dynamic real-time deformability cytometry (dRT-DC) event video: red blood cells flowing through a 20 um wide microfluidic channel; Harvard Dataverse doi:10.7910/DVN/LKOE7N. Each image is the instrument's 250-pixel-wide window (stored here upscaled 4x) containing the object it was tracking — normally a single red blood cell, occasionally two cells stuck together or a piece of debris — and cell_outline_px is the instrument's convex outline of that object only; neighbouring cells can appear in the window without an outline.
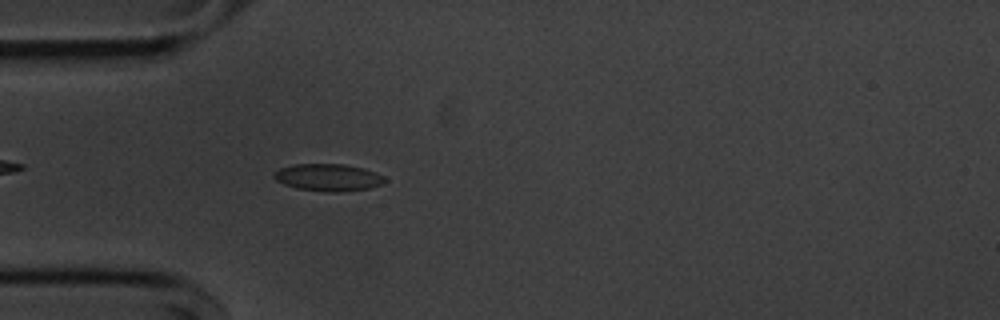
{"species": "common noctule bat (a hibernating species)", "species_latin": "Nyctalus noctula", "temperature_condition": "cold", "stored_images_in_passage": 43, "camera_frame_rate_fps": 3000, "um_per_image_px": 0.085, "animal": {"sex": "male", "body_mass_g": 20.1, "forearm_length_mm": 53.5}, "frame": {"image": 1, "passage_image": 4, "time_ms": 1.0, "image_size_px": [1000, 320], "cell_outline_px": [[388, 180], [384, 184], [368, 188], [336, 192], [328, 192], [296, 188], [284, 184], [276, 180], [272, 176], [280, 168], [292, 164], [344, 164], [364, 168], [376, 172], [384, 176]], "centroid_in_image_um": [27.93, 15.07], "position_along_channel_um": 57.1, "area_um2": 17.63}}
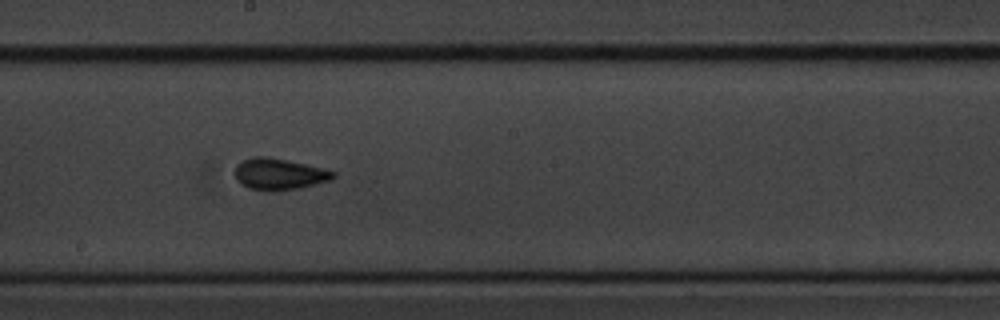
{"frame": {"image": 2, "passage_image": 18, "time_ms": 5.667, "image_size_px": [1000, 320], "cell_outline_px": [[336, 176], [332, 180], [316, 184], [276, 192], [268, 192], [248, 188], [240, 184], [236, 180], [236, 164], [252, 156], [268, 156], [288, 160], [324, 168], [336, 172]], "centroid_in_image_um": [23.73, 14.8], "position_along_channel_um": 224.5, "area_um2": 18.32}}
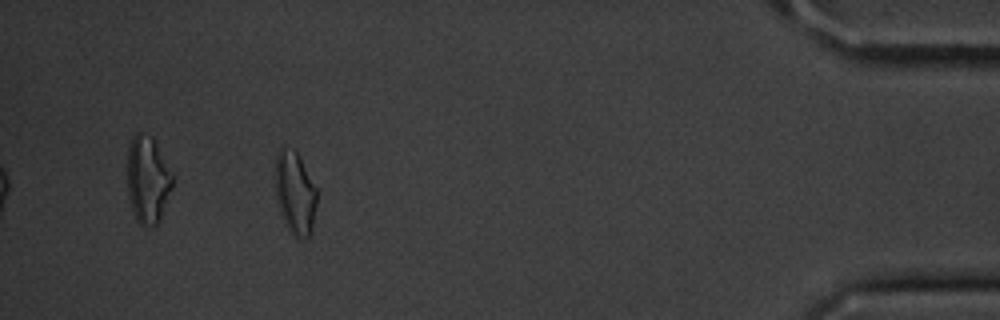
{"frame": {"image": 3, "passage_image": 38, "time_ms": 12.333, "image_size_px": [1000, 320], "cell_outline_px": [[316, 204], [312, 232], [308, 236], [292, 236], [288, 232], [280, 216], [276, 200], [276, 156], [280, 148], [284, 148], [296, 152], [316, 188]], "centroid_in_image_um": [25.06, 16.48], "position_along_channel_um": 410.1, "area_um2": 19.83}, "authors_computed_cell_mechanics": {"area_um2": 17.2244, "velocity_mm_per_s": 3.6501, "shape_relaxation_time_tau1_ms": 2.8809, "shape_relaxation_time_tau2_ms": 1.956, "deformation_change_tau1": 0.0909, "deformation_change_tau2": 0.0649}}